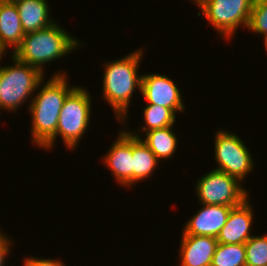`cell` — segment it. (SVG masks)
<instances>
[{
    "label": "cell",
    "instance_id": "obj_5",
    "mask_svg": "<svg viewBox=\"0 0 267 266\" xmlns=\"http://www.w3.org/2000/svg\"><path fill=\"white\" fill-rule=\"evenodd\" d=\"M11 58L13 65L0 67V111L16 112L28 99L32 100L45 74L13 55Z\"/></svg>",
    "mask_w": 267,
    "mask_h": 266
},
{
    "label": "cell",
    "instance_id": "obj_19",
    "mask_svg": "<svg viewBox=\"0 0 267 266\" xmlns=\"http://www.w3.org/2000/svg\"><path fill=\"white\" fill-rule=\"evenodd\" d=\"M211 266H246L245 245L218 243Z\"/></svg>",
    "mask_w": 267,
    "mask_h": 266
},
{
    "label": "cell",
    "instance_id": "obj_9",
    "mask_svg": "<svg viewBox=\"0 0 267 266\" xmlns=\"http://www.w3.org/2000/svg\"><path fill=\"white\" fill-rule=\"evenodd\" d=\"M140 94L147 100L148 104L171 108L175 113L186 110L181 91L174 81L166 75L158 73L142 75Z\"/></svg>",
    "mask_w": 267,
    "mask_h": 266
},
{
    "label": "cell",
    "instance_id": "obj_21",
    "mask_svg": "<svg viewBox=\"0 0 267 266\" xmlns=\"http://www.w3.org/2000/svg\"><path fill=\"white\" fill-rule=\"evenodd\" d=\"M247 29L267 41V0H254Z\"/></svg>",
    "mask_w": 267,
    "mask_h": 266
},
{
    "label": "cell",
    "instance_id": "obj_7",
    "mask_svg": "<svg viewBox=\"0 0 267 266\" xmlns=\"http://www.w3.org/2000/svg\"><path fill=\"white\" fill-rule=\"evenodd\" d=\"M197 180L195 190L200 204L236 207L249 198L242 183L223 171L211 170Z\"/></svg>",
    "mask_w": 267,
    "mask_h": 266
},
{
    "label": "cell",
    "instance_id": "obj_4",
    "mask_svg": "<svg viewBox=\"0 0 267 266\" xmlns=\"http://www.w3.org/2000/svg\"><path fill=\"white\" fill-rule=\"evenodd\" d=\"M91 103V96L86 88L76 85L63 103L55 136L42 149H53L57 137L61 136L66 148L76 150L90 125Z\"/></svg>",
    "mask_w": 267,
    "mask_h": 266
},
{
    "label": "cell",
    "instance_id": "obj_8",
    "mask_svg": "<svg viewBox=\"0 0 267 266\" xmlns=\"http://www.w3.org/2000/svg\"><path fill=\"white\" fill-rule=\"evenodd\" d=\"M217 167L240 182L254 170L253 156L240 136L227 130H217L214 137ZM252 156V157H251Z\"/></svg>",
    "mask_w": 267,
    "mask_h": 266
},
{
    "label": "cell",
    "instance_id": "obj_3",
    "mask_svg": "<svg viewBox=\"0 0 267 266\" xmlns=\"http://www.w3.org/2000/svg\"><path fill=\"white\" fill-rule=\"evenodd\" d=\"M79 42L78 38L59 26L55 19L53 24L44 29L25 33L20 46L11 54L45 74V64L71 54L76 48L78 50L81 47Z\"/></svg>",
    "mask_w": 267,
    "mask_h": 266
},
{
    "label": "cell",
    "instance_id": "obj_1",
    "mask_svg": "<svg viewBox=\"0 0 267 266\" xmlns=\"http://www.w3.org/2000/svg\"><path fill=\"white\" fill-rule=\"evenodd\" d=\"M55 73L46 83L45 79L39 83L37 90L40 91L34 94L28 104V111L32 118L31 141L37 148H43L55 136L63 103L67 95L76 87L68 84V76L64 71L59 70Z\"/></svg>",
    "mask_w": 267,
    "mask_h": 266
},
{
    "label": "cell",
    "instance_id": "obj_12",
    "mask_svg": "<svg viewBox=\"0 0 267 266\" xmlns=\"http://www.w3.org/2000/svg\"><path fill=\"white\" fill-rule=\"evenodd\" d=\"M202 205V208L184 224L182 235L217 237L226 224L233 207L224 205Z\"/></svg>",
    "mask_w": 267,
    "mask_h": 266
},
{
    "label": "cell",
    "instance_id": "obj_20",
    "mask_svg": "<svg viewBox=\"0 0 267 266\" xmlns=\"http://www.w3.org/2000/svg\"><path fill=\"white\" fill-rule=\"evenodd\" d=\"M244 245L246 266H267V234L253 235Z\"/></svg>",
    "mask_w": 267,
    "mask_h": 266
},
{
    "label": "cell",
    "instance_id": "obj_2",
    "mask_svg": "<svg viewBox=\"0 0 267 266\" xmlns=\"http://www.w3.org/2000/svg\"><path fill=\"white\" fill-rule=\"evenodd\" d=\"M143 48L134 50L121 59L104 64L102 98L113 109L116 120L126 122L135 89L141 91L142 74H138Z\"/></svg>",
    "mask_w": 267,
    "mask_h": 266
},
{
    "label": "cell",
    "instance_id": "obj_18",
    "mask_svg": "<svg viewBox=\"0 0 267 266\" xmlns=\"http://www.w3.org/2000/svg\"><path fill=\"white\" fill-rule=\"evenodd\" d=\"M143 112L144 125L140 129L143 132L174 126L177 119L171 108L160 105L147 104Z\"/></svg>",
    "mask_w": 267,
    "mask_h": 266
},
{
    "label": "cell",
    "instance_id": "obj_17",
    "mask_svg": "<svg viewBox=\"0 0 267 266\" xmlns=\"http://www.w3.org/2000/svg\"><path fill=\"white\" fill-rule=\"evenodd\" d=\"M159 162L149 147L140 138L133 136V186L150 178Z\"/></svg>",
    "mask_w": 267,
    "mask_h": 266
},
{
    "label": "cell",
    "instance_id": "obj_11",
    "mask_svg": "<svg viewBox=\"0 0 267 266\" xmlns=\"http://www.w3.org/2000/svg\"><path fill=\"white\" fill-rule=\"evenodd\" d=\"M249 199L231 209L226 224L216 237L218 243L245 244L253 236L251 227L254 211Z\"/></svg>",
    "mask_w": 267,
    "mask_h": 266
},
{
    "label": "cell",
    "instance_id": "obj_13",
    "mask_svg": "<svg viewBox=\"0 0 267 266\" xmlns=\"http://www.w3.org/2000/svg\"><path fill=\"white\" fill-rule=\"evenodd\" d=\"M180 266H211L218 241L212 236L182 235Z\"/></svg>",
    "mask_w": 267,
    "mask_h": 266
},
{
    "label": "cell",
    "instance_id": "obj_16",
    "mask_svg": "<svg viewBox=\"0 0 267 266\" xmlns=\"http://www.w3.org/2000/svg\"><path fill=\"white\" fill-rule=\"evenodd\" d=\"M173 126H169L166 128H161V129H154L150 130L148 132H145V138H141L140 133L133 131L130 132L125 129L130 135L140 138V140L145 143L149 149L155 154L156 158L160 161L162 159H170L171 157L173 158L174 152H176L177 147V135L173 131ZM135 132V133H134Z\"/></svg>",
    "mask_w": 267,
    "mask_h": 266
},
{
    "label": "cell",
    "instance_id": "obj_6",
    "mask_svg": "<svg viewBox=\"0 0 267 266\" xmlns=\"http://www.w3.org/2000/svg\"><path fill=\"white\" fill-rule=\"evenodd\" d=\"M254 0H198L202 11L214 30L231 39L239 27H248Z\"/></svg>",
    "mask_w": 267,
    "mask_h": 266
},
{
    "label": "cell",
    "instance_id": "obj_14",
    "mask_svg": "<svg viewBox=\"0 0 267 266\" xmlns=\"http://www.w3.org/2000/svg\"><path fill=\"white\" fill-rule=\"evenodd\" d=\"M24 36L16 4L3 2L0 5V50L5 54L12 48L14 53Z\"/></svg>",
    "mask_w": 267,
    "mask_h": 266
},
{
    "label": "cell",
    "instance_id": "obj_15",
    "mask_svg": "<svg viewBox=\"0 0 267 266\" xmlns=\"http://www.w3.org/2000/svg\"><path fill=\"white\" fill-rule=\"evenodd\" d=\"M15 4L25 33L44 29L54 23L50 18V5L47 0H21Z\"/></svg>",
    "mask_w": 267,
    "mask_h": 266
},
{
    "label": "cell",
    "instance_id": "obj_25",
    "mask_svg": "<svg viewBox=\"0 0 267 266\" xmlns=\"http://www.w3.org/2000/svg\"><path fill=\"white\" fill-rule=\"evenodd\" d=\"M3 55L5 56L6 54H4V53L0 50V61H1L2 57H3Z\"/></svg>",
    "mask_w": 267,
    "mask_h": 266
},
{
    "label": "cell",
    "instance_id": "obj_22",
    "mask_svg": "<svg viewBox=\"0 0 267 266\" xmlns=\"http://www.w3.org/2000/svg\"><path fill=\"white\" fill-rule=\"evenodd\" d=\"M27 266H66L60 259L27 257L23 259Z\"/></svg>",
    "mask_w": 267,
    "mask_h": 266
},
{
    "label": "cell",
    "instance_id": "obj_26",
    "mask_svg": "<svg viewBox=\"0 0 267 266\" xmlns=\"http://www.w3.org/2000/svg\"><path fill=\"white\" fill-rule=\"evenodd\" d=\"M265 50L267 51V41L264 42Z\"/></svg>",
    "mask_w": 267,
    "mask_h": 266
},
{
    "label": "cell",
    "instance_id": "obj_10",
    "mask_svg": "<svg viewBox=\"0 0 267 266\" xmlns=\"http://www.w3.org/2000/svg\"><path fill=\"white\" fill-rule=\"evenodd\" d=\"M121 130L102 160L120 186L132 188L133 136L126 130Z\"/></svg>",
    "mask_w": 267,
    "mask_h": 266
},
{
    "label": "cell",
    "instance_id": "obj_23",
    "mask_svg": "<svg viewBox=\"0 0 267 266\" xmlns=\"http://www.w3.org/2000/svg\"><path fill=\"white\" fill-rule=\"evenodd\" d=\"M5 235L6 234H4V232L0 229V266H6V258L8 259L7 256H9L8 254L11 252L10 246L14 244L12 243V239H9V237Z\"/></svg>",
    "mask_w": 267,
    "mask_h": 266
},
{
    "label": "cell",
    "instance_id": "obj_24",
    "mask_svg": "<svg viewBox=\"0 0 267 266\" xmlns=\"http://www.w3.org/2000/svg\"><path fill=\"white\" fill-rule=\"evenodd\" d=\"M18 1H21V0H4V2H7V3H16Z\"/></svg>",
    "mask_w": 267,
    "mask_h": 266
}]
</instances>
